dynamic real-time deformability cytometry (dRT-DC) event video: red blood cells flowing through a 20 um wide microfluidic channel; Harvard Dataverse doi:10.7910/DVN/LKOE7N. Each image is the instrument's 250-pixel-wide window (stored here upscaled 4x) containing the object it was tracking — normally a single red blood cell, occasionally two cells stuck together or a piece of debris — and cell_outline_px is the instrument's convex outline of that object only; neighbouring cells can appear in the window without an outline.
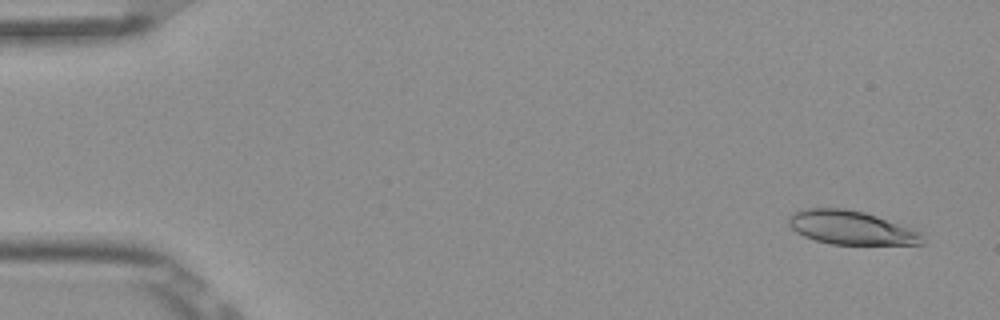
{"species": "Egyptian fruit bat (a non-hibernating species)", "species_latin": "Rousettus aegyptiacus", "temperature_condition": "room temperature", "stored_images_in_passage": 5, "camera_frame_rate_fps": 3000, "um_per_image_px": 0.085, "frame": {"image": 1, "passage_image": 1, "time_ms": 0.0, "image_size_px": [1000, 320], "cell_outline_px": [[924, 244], [832, 244], [816, 240], [804, 236], [796, 232], [788, 224], [788, 216], [792, 212], [808, 208], [844, 208], [864, 212], [876, 216], [920, 232], [924, 236]], "centroid_in_image_um": [72.3, 19.35], "position_along_channel_um": 12.7, "area_um2": 26.07}}
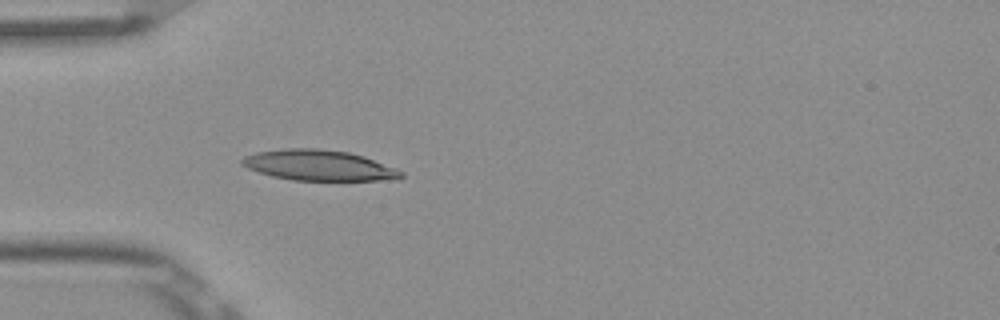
{"frame": {"image": 2, "passage_image": 5, "time_ms": 1.333, "image_size_px": [1000, 320], "cell_outline_px": [[404, 176], [400, 180], [292, 180], [272, 176], [248, 168], [240, 164], [240, 160], [244, 156], [256, 152], [284, 148], [316, 148], [348, 152], [364, 156], [396, 168], [404, 172]], "centroid_in_image_um": [27.13, 14.05], "position_along_channel_um": 57.9, "area_um2": 28.5}}